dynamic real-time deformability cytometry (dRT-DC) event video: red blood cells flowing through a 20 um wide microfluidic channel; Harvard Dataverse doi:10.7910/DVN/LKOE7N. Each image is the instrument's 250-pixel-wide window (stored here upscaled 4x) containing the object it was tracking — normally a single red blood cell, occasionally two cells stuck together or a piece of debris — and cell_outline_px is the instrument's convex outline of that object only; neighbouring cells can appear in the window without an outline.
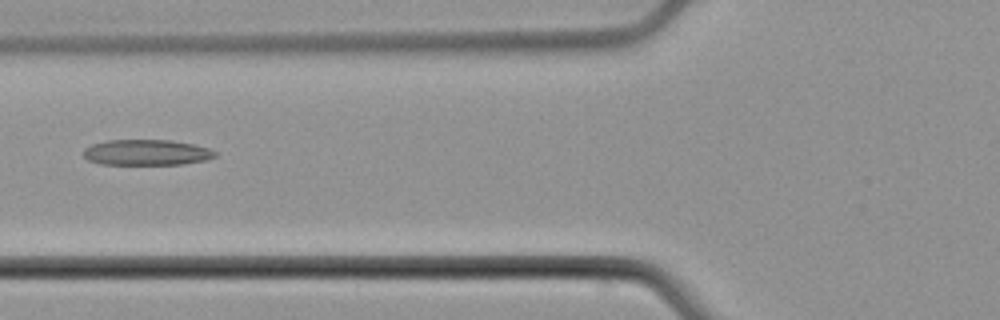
{"species": "common noctule bat (a hibernating species)", "species_latin": "Nyctalus noctula", "temperature_condition": "cold", "stored_images_in_passage": 6, "camera_frame_rate_fps": 3000, "um_per_image_px": 0.085, "animal": {"sex": "male", "body_mass_g": 21.5, "forearm_length_mm": 52.0}, "frame": {"image": 1, "passage_image": 6, "time_ms": 6.333, "image_size_px": [1000, 320], "cell_outline_px": [[216, 156], [204, 160], [184, 164], [100, 164], [88, 160], [84, 156], [84, 148], [92, 144], [108, 140], [172, 140], [192, 144], [208, 148], [216, 152]], "centroid_in_image_um": [12.44, 12.95], "position_along_channel_um": 113.4, "area_um2": 19.59}}